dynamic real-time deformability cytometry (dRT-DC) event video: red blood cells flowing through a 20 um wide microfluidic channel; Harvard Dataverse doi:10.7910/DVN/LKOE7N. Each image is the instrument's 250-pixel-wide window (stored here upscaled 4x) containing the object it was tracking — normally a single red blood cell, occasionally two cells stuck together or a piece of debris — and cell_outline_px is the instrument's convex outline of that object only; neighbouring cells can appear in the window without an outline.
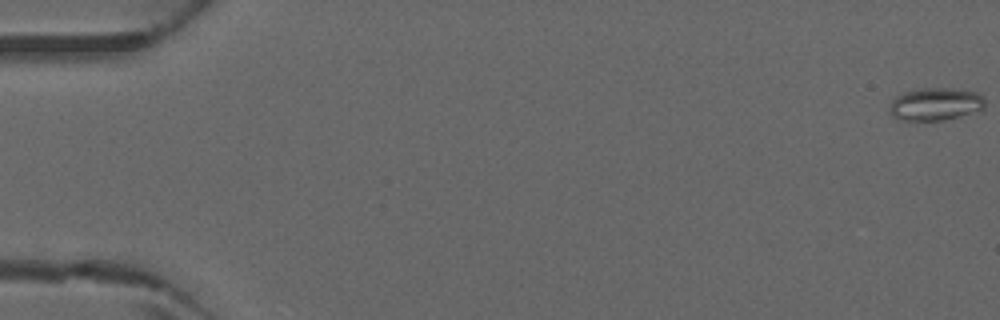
{"species": "common noctule bat (a hibernating species)", "species_latin": "Nyctalus noctula", "temperature_condition": "warm", "stored_images_in_passage": 46, "camera_frame_rate_fps": 3000, "um_per_image_px": 0.085, "animal": {"sex": "male", "forearm_length_mm": 52.5}, "frame": {"image": 1, "passage_image": 1, "time_ms": 0.0, "image_size_px": [1000, 320], "cell_outline_px": [[984, 108], [960, 116], [944, 120], [900, 120], [892, 116], [892, 100], [896, 96], [904, 92], [920, 88], [952, 88], [976, 92], [984, 96]], "centroid_in_image_um": [79.54, 8.84], "position_along_channel_um": 5.5, "area_um2": 17.98}}
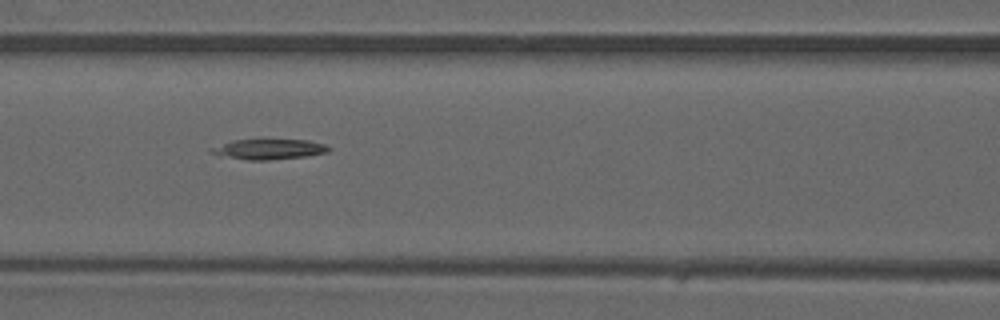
{"frame": {"image": 2, "passage_image": 21, "time_ms": 6.667, "image_size_px": [1000, 320], "cell_outline_px": [[332, 148], [328, 152], [308, 156], [268, 160], [248, 160], [220, 156], [208, 152], [208, 148], [232, 140], [308, 140], [324, 144]], "centroid_in_image_um": [22.81, 12.69], "position_along_channel_um": 143.8, "area_um2": 13.99}}
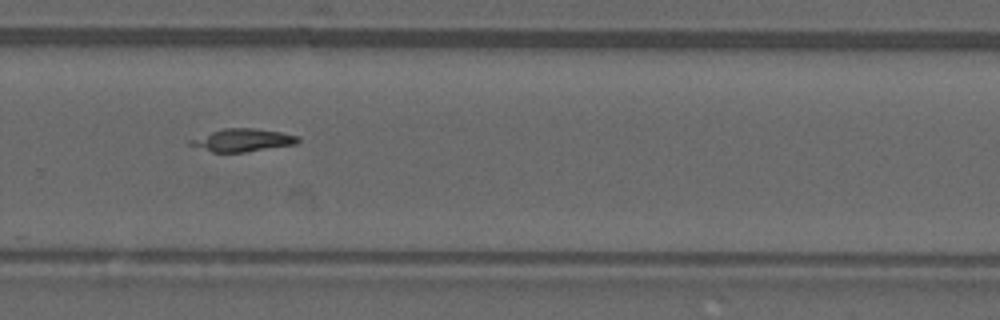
{"frame": {"image": 3, "passage_image": 32, "time_ms": 10.333, "image_size_px": [1000, 320], "cell_outline_px": [[300, 140], [296, 144], [244, 152], [212, 152], [188, 144], [188, 140], [224, 128], [252, 128], [280, 132], [296, 136]], "centroid_in_image_um": [20.6, 11.91], "position_along_channel_um": 309.2, "area_um2": 13.99}}